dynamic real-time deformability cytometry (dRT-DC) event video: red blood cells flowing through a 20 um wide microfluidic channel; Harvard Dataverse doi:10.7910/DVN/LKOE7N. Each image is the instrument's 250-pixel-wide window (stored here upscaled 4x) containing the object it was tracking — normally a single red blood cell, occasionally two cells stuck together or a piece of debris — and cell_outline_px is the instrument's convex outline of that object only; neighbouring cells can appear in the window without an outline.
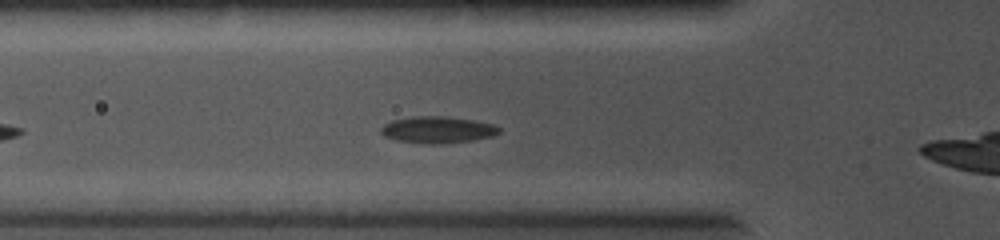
{"species": "common noctule bat (a hibernating species)", "species_latin": "Nyctalus noctula", "temperature_condition": "cold", "stored_images_in_passage": 45, "camera_frame_rate_fps": 5000, "um_per_image_px": 0.085, "animal": {"sex": "female", "body_mass_g": 19.0, "forearm_length_mm": 56.7}, "frame": {"image": 1, "passage_image": 6, "time_ms": 1.0, "image_size_px": [1000, 240], "cell_outline_px": [[500, 132], [492, 136], [472, 140], [440, 144], [420, 144], [396, 140], [384, 136], [380, 132], [380, 128], [384, 124], [392, 120], [412, 116], [448, 116], [476, 120], [492, 124], [500, 128]], "centroid_in_image_um": [37.16, 11.03], "position_along_channel_um": 88.6, "area_um2": 18.61}}
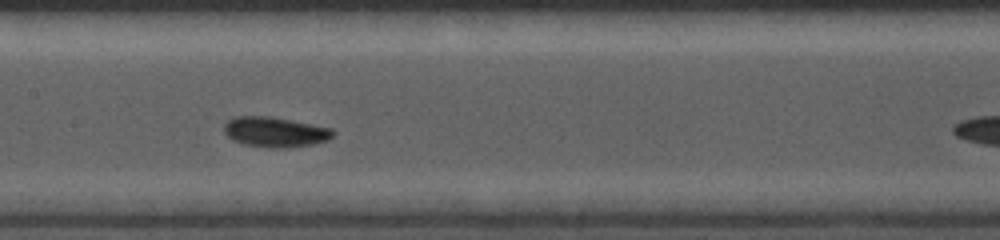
{"frame": {"image": 2, "passage_image": 16, "time_ms": 3.0, "image_size_px": [1000, 240], "cell_outline_px": [[336, 132], [328, 140], [312, 144], [288, 148], [268, 148], [244, 144], [232, 140], [224, 132], [224, 124], [228, 120], [236, 116], [268, 116], [292, 120], [332, 128]], "centroid_in_image_um": [23.38, 11.22], "position_along_channel_um": 184.0, "area_um2": 19.25}}
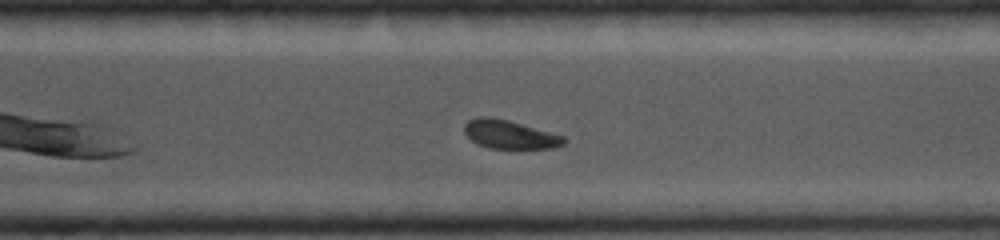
{"frame": {"image": 3, "passage_image": 31, "time_ms": 6.0, "image_size_px": [1000, 240], "cell_outline_px": [[568, 140], [564, 144], [552, 148], [488, 148], [476, 144], [464, 132], [464, 124], [468, 120], [476, 116], [488, 116], [508, 120], [564, 136]], "centroid_in_image_um": [43.3, 11.42], "position_along_channel_um": 327.3, "area_um2": 16.59}}